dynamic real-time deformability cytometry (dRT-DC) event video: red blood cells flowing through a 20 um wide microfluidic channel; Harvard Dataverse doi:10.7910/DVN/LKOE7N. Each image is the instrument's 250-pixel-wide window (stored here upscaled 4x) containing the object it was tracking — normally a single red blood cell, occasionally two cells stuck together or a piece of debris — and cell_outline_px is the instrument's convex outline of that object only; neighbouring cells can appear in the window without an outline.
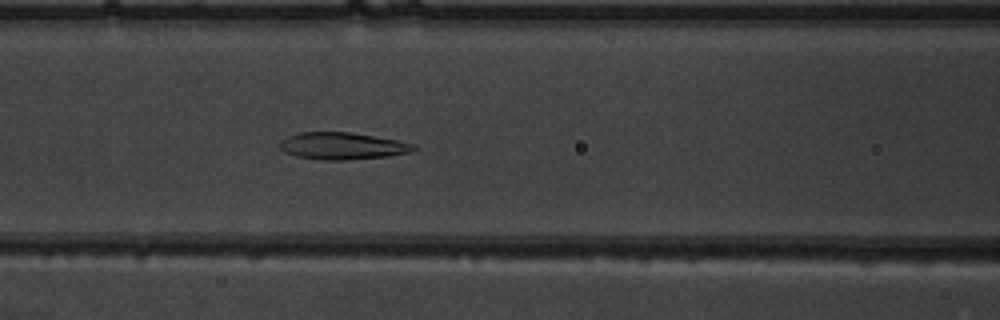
{"species": "common noctule bat (a hibernating species)", "species_latin": "Nyctalus noctula", "temperature_condition": "warm", "stored_images_in_passage": 52, "camera_frame_rate_fps": 3000, "um_per_image_px": 0.085, "animal": {"sex": "male", "body_mass_g": 19.5, "forearm_length_mm": 54.6}, "frame": {"image": 1, "passage_image": 23, "time_ms": 7.333, "image_size_px": [1000, 320], "cell_outline_px": [[416, 148], [412, 152], [388, 156], [344, 160], [328, 160], [296, 156], [284, 152], [280, 148], [280, 140], [288, 136], [300, 132], [348, 132], [396, 140], [416, 144]], "centroid_in_image_um": [29.1, 12.4], "position_along_channel_um": 137.5, "area_um2": 20.92}}
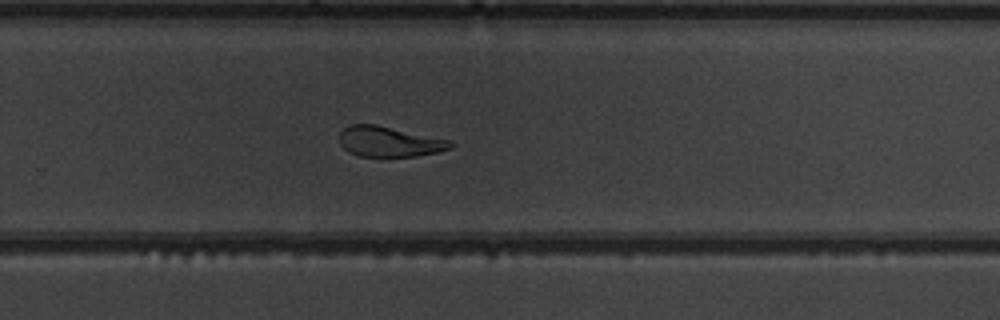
{"frame": {"image": 2, "passage_image": 35, "time_ms": 11.333, "image_size_px": [1000, 320], "cell_outline_px": [[456, 144], [452, 148], [436, 152], [416, 156], [356, 156], [348, 152], [340, 144], [340, 132], [344, 128], [352, 124], [376, 124], [452, 140]], "centroid_in_image_um": [33.11, 12.03], "position_along_channel_um": 296.7, "area_um2": 19.77}}
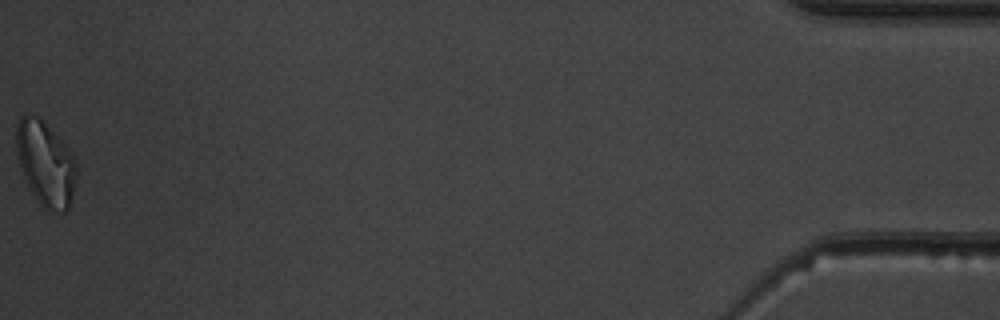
{"frame": {"image": 3, "passage_image": 52, "time_ms": 17.0, "image_size_px": [1000, 320], "cell_outline_px": [[76, 180], [72, 196], [68, 208], [64, 212], [48, 212], [40, 204], [32, 192], [24, 176], [20, 164], [16, 148], [16, 124], [20, 116], [24, 112], [28, 112], [44, 120], [68, 148], [76, 160]], "centroid_in_image_um": [3.87, 13.87], "position_along_channel_um": 431.3, "area_um2": 29.82}, "authors_computed_cell_mechanics": {"area_um2": 22.6865, "velocity_mm_per_s": 3.994, "shape_relaxation_time_tau1_ms": 7.6725, "shape_relaxation_time_tau2_ms": 2.1235, "deformation_change_tau1": 0.2042, "deformation_change_tau2": 0.0955}}